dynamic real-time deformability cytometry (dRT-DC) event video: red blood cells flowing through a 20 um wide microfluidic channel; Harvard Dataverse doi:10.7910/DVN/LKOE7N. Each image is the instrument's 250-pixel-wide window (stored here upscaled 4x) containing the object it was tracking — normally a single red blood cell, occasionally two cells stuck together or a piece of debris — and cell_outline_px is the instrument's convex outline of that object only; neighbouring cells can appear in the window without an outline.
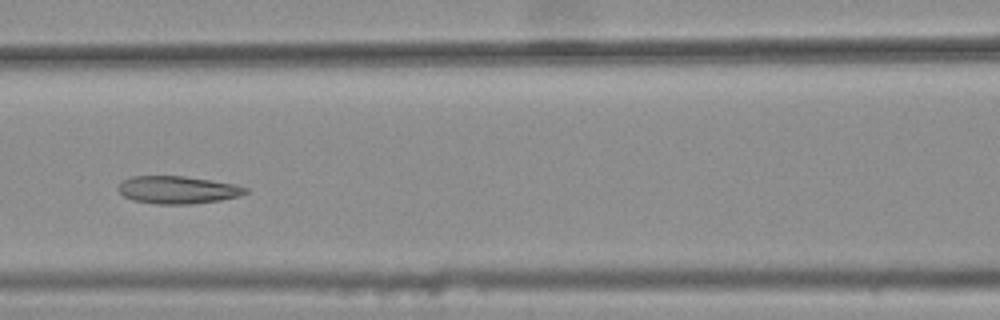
{"species": "common noctule bat (a hibernating species)", "species_latin": "Nyctalus noctula", "temperature_condition": "warm", "stored_images_in_passage": 8, "camera_frame_rate_fps": 3000, "um_per_image_px": 0.085, "animal": {"sex": "female", "body_mass_g": 25.1}, "frame": {"image": 1, "passage_image": 6, "time_ms": 1.667, "image_size_px": [1000, 320], "cell_outline_px": [[248, 192], [240, 196], [220, 200], [192, 204], [156, 204], [132, 200], [124, 196], [116, 188], [124, 180], [132, 176], [184, 176], [236, 184], [248, 188]], "centroid_in_image_um": [15.12, 16.14], "position_along_channel_um": 151.5, "area_um2": 20.52}}
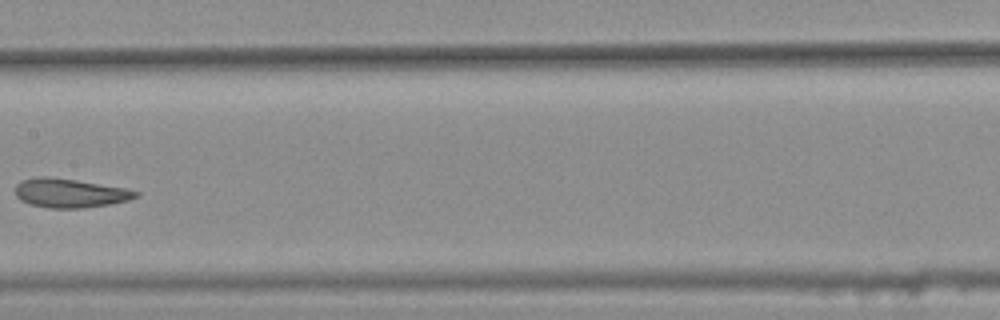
{"frame": {"image": 2, "passage_image": 7, "time_ms": 2.0, "image_size_px": [1000, 320], "cell_outline_px": [[140, 196], [128, 200], [108, 204], [80, 208], [48, 208], [32, 204], [20, 200], [16, 196], [16, 184], [20, 180], [36, 176], [48, 176], [76, 180], [124, 188], [140, 192]], "centroid_in_image_um": [5.91, 16.4], "position_along_channel_um": 201.5, "area_um2": 20.29}}
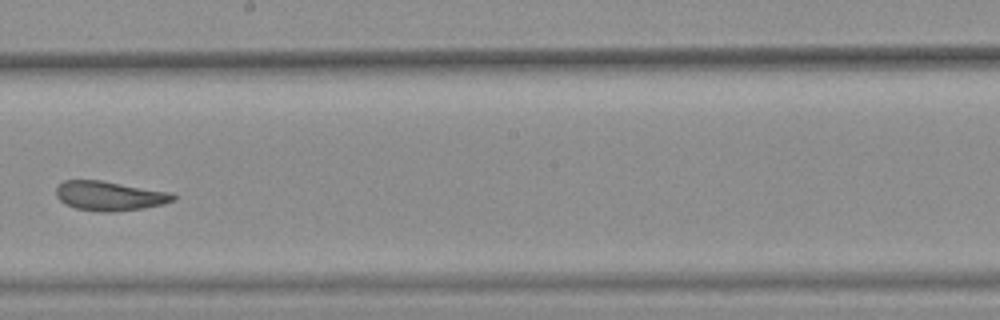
{"frame": {"image": 3, "passage_image": 8, "time_ms": 2.333, "image_size_px": [1000, 320], "cell_outline_px": [[176, 196], [172, 200], [164, 204], [144, 208], [108, 212], [100, 212], [76, 208], [64, 204], [56, 196], [56, 188], [64, 180], [100, 180], [172, 192]], "centroid_in_image_um": [9.3, 16.65], "position_along_channel_um": 238.9, "area_um2": 20.06}}